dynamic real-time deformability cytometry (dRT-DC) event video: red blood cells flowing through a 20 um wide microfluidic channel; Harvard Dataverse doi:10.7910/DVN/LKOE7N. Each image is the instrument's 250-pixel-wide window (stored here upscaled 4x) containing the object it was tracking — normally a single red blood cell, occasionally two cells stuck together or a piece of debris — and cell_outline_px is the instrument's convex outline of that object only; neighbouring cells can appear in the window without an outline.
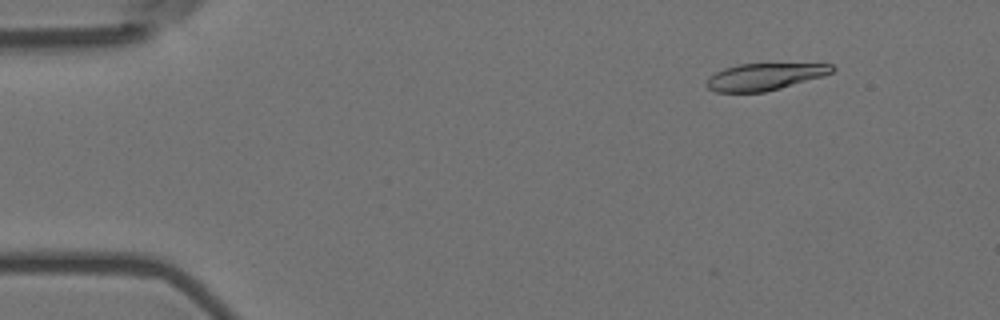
{"species": "Egyptian fruit bat (a non-hibernating species)", "species_latin": "Rousettus aegyptiacus", "temperature_condition": "room temperature", "stored_images_in_passage": 6, "camera_frame_rate_fps": 3000, "um_per_image_px": 0.085, "animal": {"sex": "female"}, "frame": {"image": 1, "passage_image": 1, "time_ms": 0.0, "image_size_px": [1000, 320], "cell_outline_px": [[836, 68], [832, 72], [824, 76], [780, 88], [764, 92], [716, 92], [708, 88], [704, 84], [708, 76], [724, 68], [740, 64], [832, 64]], "centroid_in_image_um": [64.96, 6.52], "position_along_channel_um": 20.0, "area_um2": 19.65}}
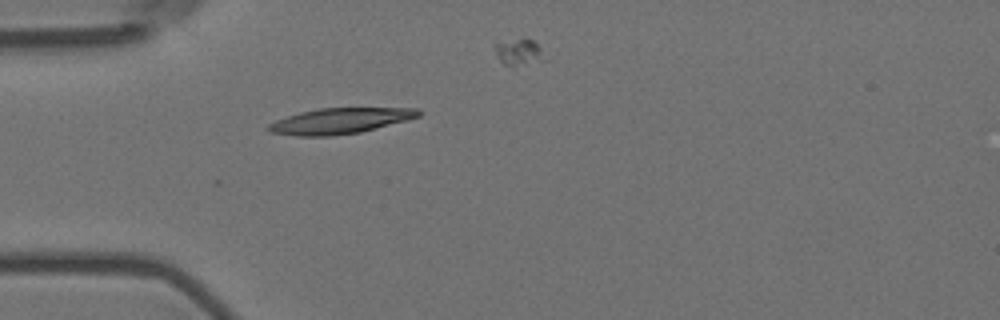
{"frame": {"image": 2, "passage_image": 4, "time_ms": 1.0, "image_size_px": [1000, 320], "cell_outline_px": [[424, 112], [420, 116], [408, 120], [360, 132], [332, 136], [296, 136], [268, 132], [264, 128], [268, 124], [276, 120], [300, 112], [320, 108], [416, 108]], "centroid_in_image_um": [28.88, 10.28], "position_along_channel_um": 56.1, "area_um2": 22.6}}